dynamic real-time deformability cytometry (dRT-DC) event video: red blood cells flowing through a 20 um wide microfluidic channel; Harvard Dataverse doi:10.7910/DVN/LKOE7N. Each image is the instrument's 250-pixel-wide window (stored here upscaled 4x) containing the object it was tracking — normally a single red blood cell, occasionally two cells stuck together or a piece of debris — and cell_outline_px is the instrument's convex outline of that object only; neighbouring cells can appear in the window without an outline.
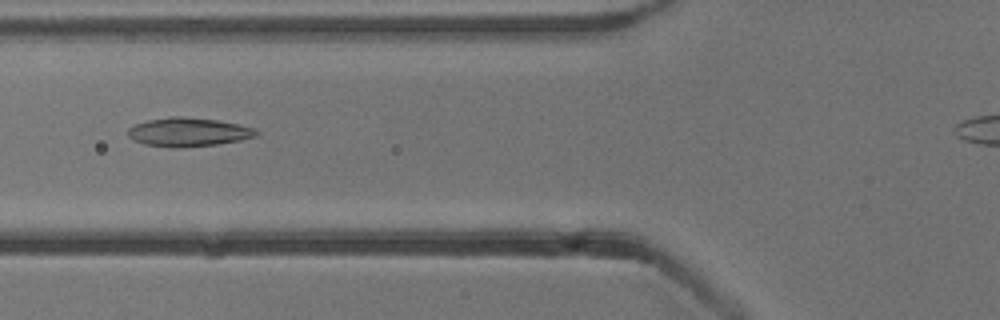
{"species": "common noctule bat (a hibernating species)", "species_latin": "Nyctalus noctula", "temperature_condition": "cold", "stored_images_in_passage": 39, "camera_frame_rate_fps": 3000, "um_per_image_px": 0.085, "animal": {"sex": "male", "body_mass_g": 13.3}, "frame": {"image": 1, "passage_image": 12, "time_ms": 3.667, "image_size_px": [1000, 320], "cell_outline_px": [[260, 132], [256, 136], [240, 140], [216, 144], [184, 148], [180, 148], [144, 144], [132, 140], [128, 136], [128, 128], [136, 124], [148, 120], [168, 116], [180, 116], [216, 120], [240, 124], [256, 128]], "centroid_in_image_um": [16.02, 11.22], "position_along_channel_um": 109.8, "area_um2": 21.62}}
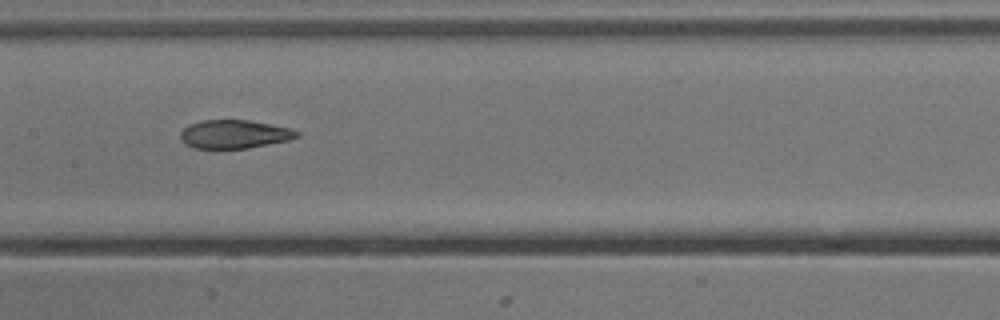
{"frame": {"image": 2, "passage_image": 18, "time_ms": 5.667, "image_size_px": [1000, 320], "cell_outline_px": [[300, 136], [288, 140], [248, 148], [192, 148], [184, 144], [180, 140], [180, 132], [188, 124], [200, 120], [248, 120], [288, 128], [300, 132]], "centroid_in_image_um": [19.86, 11.4], "position_along_channel_um": 187.5, "area_um2": 19.31}}
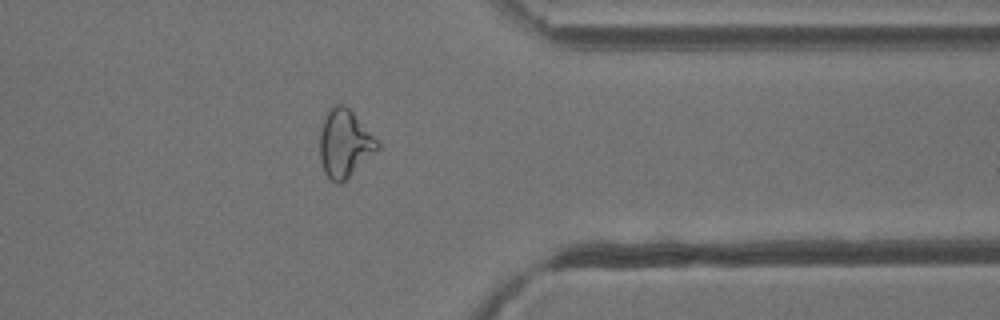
{"frame": {"image": 3, "passage_image": 34, "time_ms": 11.0, "image_size_px": [1000, 320], "cell_outline_px": [[380, 148], [376, 152], [340, 184], [336, 184], [324, 172], [320, 160], [320, 132], [324, 116], [332, 104], [344, 104], [352, 112], [380, 144]], "centroid_in_image_um": [29.27, 12.19], "position_along_channel_um": 382.1, "area_um2": 22.48}}